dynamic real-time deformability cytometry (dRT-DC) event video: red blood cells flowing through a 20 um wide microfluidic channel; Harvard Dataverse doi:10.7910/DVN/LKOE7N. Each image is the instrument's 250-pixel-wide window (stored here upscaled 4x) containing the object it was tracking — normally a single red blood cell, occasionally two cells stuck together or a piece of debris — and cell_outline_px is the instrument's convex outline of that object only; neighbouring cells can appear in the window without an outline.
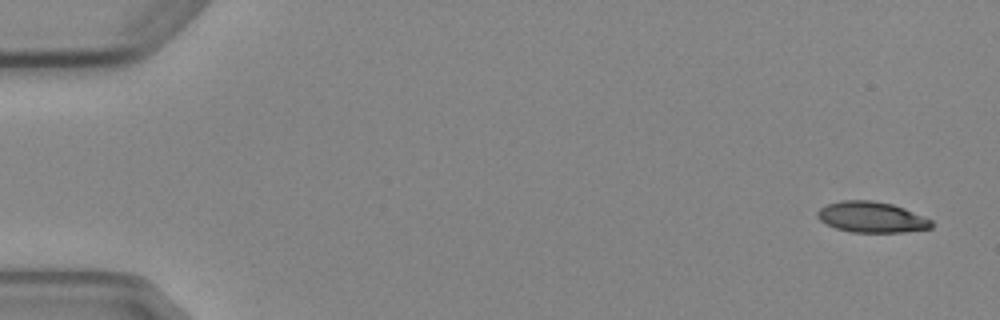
{"species": "Egyptian fruit bat (a non-hibernating species)", "species_latin": "Rousettus aegyptiacus", "temperature_condition": "cold", "stored_images_in_passage": 4, "camera_frame_rate_fps": 3000, "um_per_image_px": 0.085, "animal": {"sex": "female"}, "frame": {"image": 1, "passage_image": 1, "time_ms": 0.0, "image_size_px": [1000, 320], "cell_outline_px": [[932, 228], [904, 232], [852, 232], [836, 228], [820, 220], [816, 216], [816, 212], [820, 208], [828, 204], [840, 200], [872, 200], [892, 204], [904, 208], [932, 220]], "centroid_in_image_um": [74.08, 18.45], "position_along_channel_um": 10.9, "area_um2": 20.4}}
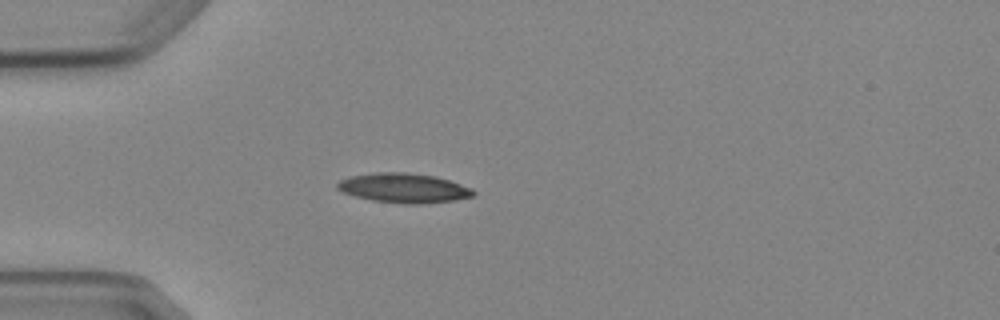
{"frame": {"image": 2, "passage_image": 4, "time_ms": 4.333, "image_size_px": [1000, 320], "cell_outline_px": [[476, 192], [472, 196], [456, 200], [420, 204], [404, 204], [372, 200], [356, 196], [344, 192], [336, 188], [336, 184], [340, 180], [348, 176], [376, 172], [404, 172], [436, 176], [472, 188]], "centroid_in_image_um": [34.31, 15.98], "position_along_channel_um": 50.7, "area_um2": 23.41}}